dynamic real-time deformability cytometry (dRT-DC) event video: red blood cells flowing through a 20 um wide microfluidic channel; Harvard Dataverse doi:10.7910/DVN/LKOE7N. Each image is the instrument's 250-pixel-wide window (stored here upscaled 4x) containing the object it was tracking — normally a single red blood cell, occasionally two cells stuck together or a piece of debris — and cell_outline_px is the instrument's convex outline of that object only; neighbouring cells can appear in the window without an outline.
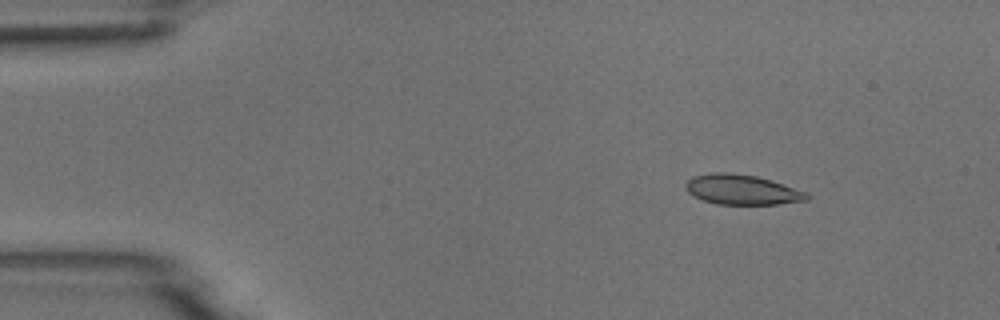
{"species": "common noctule bat (a hibernating species)", "species_latin": "Nyctalus noctula", "temperature_condition": "room temperature", "stored_images_in_passage": 5, "camera_frame_rate_fps": 3000, "um_per_image_px": 0.085, "animal": {"sex": "male", "body_mass_g": 18.8}, "frame": {"image": 1, "passage_image": 2, "time_ms": 1.333, "image_size_px": [1000, 320], "cell_outline_px": [[812, 196], [808, 200], [776, 204], [716, 204], [692, 196], [684, 188], [684, 184], [692, 176], [712, 172], [728, 172], [756, 176], [772, 180], [808, 192]], "centroid_in_image_um": [63.07, 16.11], "position_along_channel_um": 21.9, "area_um2": 21.44}}
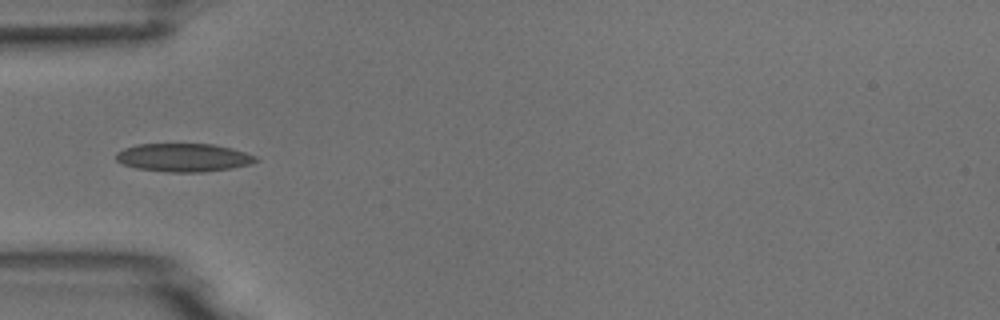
{"frame": {"image": 2, "passage_image": 5, "time_ms": 4.667, "image_size_px": [1000, 320], "cell_outline_px": [[260, 160], [252, 164], [232, 168], [200, 172], [168, 172], [136, 168], [124, 164], [116, 160], [116, 152], [124, 148], [136, 144], [212, 144], [232, 148], [256, 156]], "centroid_in_image_um": [15.62, 13.39], "position_along_channel_um": 69.4, "area_um2": 23.06}}